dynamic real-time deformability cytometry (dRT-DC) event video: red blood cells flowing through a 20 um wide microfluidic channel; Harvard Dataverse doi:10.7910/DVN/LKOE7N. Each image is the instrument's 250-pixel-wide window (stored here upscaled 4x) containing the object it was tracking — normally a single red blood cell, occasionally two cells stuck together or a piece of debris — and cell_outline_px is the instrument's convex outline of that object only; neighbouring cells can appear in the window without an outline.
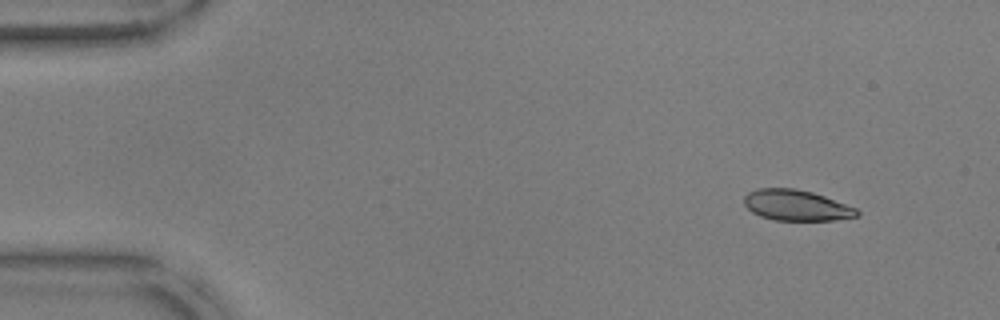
{"species": "common noctule bat (a hibernating species)", "species_latin": "Nyctalus noctula", "temperature_condition": "warm", "stored_images_in_passage": 49, "camera_frame_rate_fps": 3000, "um_per_image_px": 0.085, "animal": {"sex": "male", "body_mass_g": 17.9, "forearm_length_mm": 54.2}, "frame": {"image": 1, "passage_image": 1, "time_ms": 0.0, "image_size_px": [1000, 320], "cell_outline_px": [[860, 216], [836, 220], [772, 220], [760, 216], [752, 212], [744, 204], [744, 196], [748, 192], [756, 188], [796, 188], [812, 192], [824, 196], [856, 208], [860, 212]], "centroid_in_image_um": [67.68, 17.45], "position_along_channel_um": 17.3, "area_um2": 20.35}}
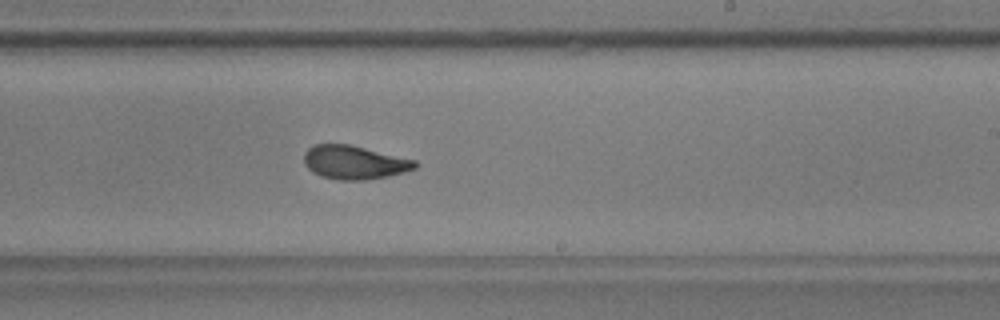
{"frame": {"image": 2, "passage_image": 28, "time_ms": 9.0, "image_size_px": [1000, 320], "cell_outline_px": [[420, 164], [416, 168], [404, 172], [388, 176], [364, 180], [340, 180], [320, 176], [312, 172], [304, 164], [304, 152], [312, 144], [348, 144], [416, 160]], "centroid_in_image_um": [30.11, 13.8], "position_along_channel_um": 258.9, "area_um2": 21.85}}
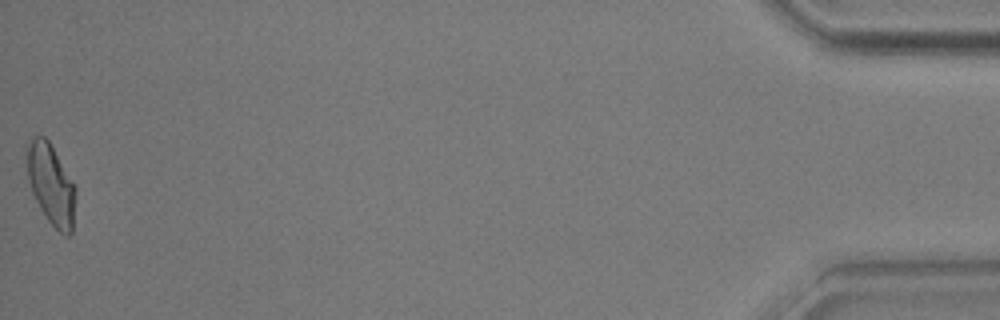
{"frame": {"image": 3, "passage_image": 49, "time_ms": 16.0, "image_size_px": [1000, 320], "cell_outline_px": [[76, 192], [72, 232], [68, 236], [60, 232], [48, 220], [40, 208], [32, 192], [28, 180], [24, 152], [32, 136], [44, 136], [48, 140], [76, 188]], "centroid_in_image_um": [4.3, 15.65], "position_along_channel_um": 430.9, "area_um2": 22.83}, "authors_computed_cell_mechanics": {"area_um2": 21.8484, "velocity_mm_per_s": 3.8001, "shape_relaxation_time_tau1_ms": 4.625, "shape_relaxation_time_tau2_ms": 1.5325, "deformation_change_tau1": 0.1572, "deformation_change_tau2": 0.0728}}